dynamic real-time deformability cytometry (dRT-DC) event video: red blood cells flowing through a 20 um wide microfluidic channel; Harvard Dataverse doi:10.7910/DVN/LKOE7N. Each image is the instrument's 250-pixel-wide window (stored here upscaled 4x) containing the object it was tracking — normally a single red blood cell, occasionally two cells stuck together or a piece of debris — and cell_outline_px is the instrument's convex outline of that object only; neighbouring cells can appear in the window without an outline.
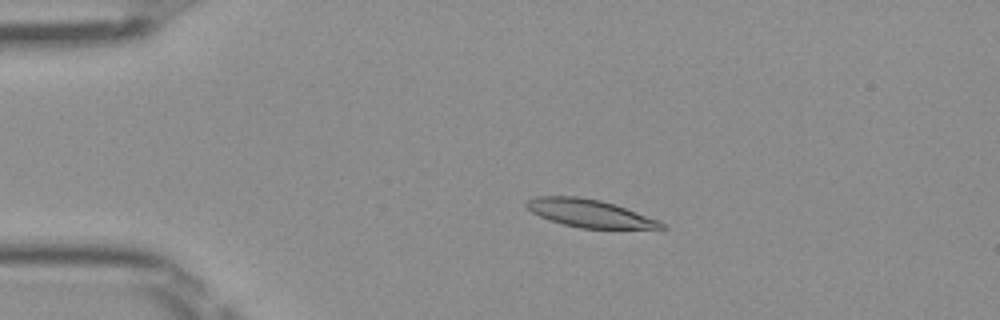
{"species": "Egyptian fruit bat (a non-hibernating species)", "species_latin": "Rousettus aegyptiacus", "temperature_condition": "room temperature", "stored_images_in_passage": 51, "camera_frame_rate_fps": 3000, "um_per_image_px": 0.085, "frame": {"image": 1, "passage_image": 11, "time_ms": 3.333, "image_size_px": [1000, 320], "cell_outline_px": [[668, 228], [580, 228], [548, 220], [532, 212], [524, 204], [528, 200], [536, 196], [576, 196], [600, 200], [616, 204], [660, 220]], "centroid_in_image_um": [50.12, 18.12], "position_along_channel_um": 34.9, "area_um2": 21.79}}
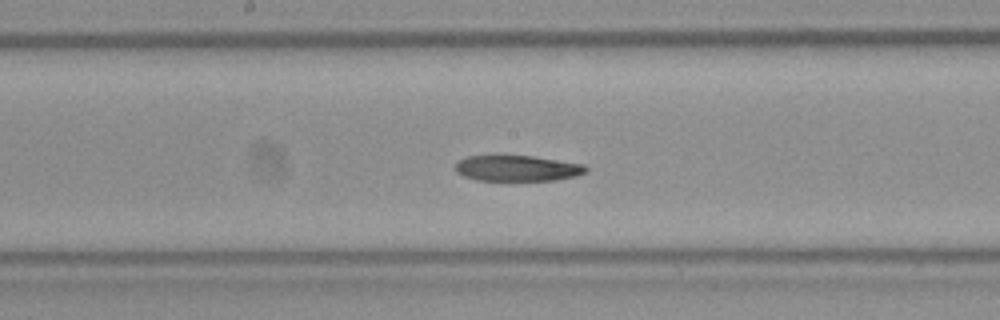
{"frame": {"image": 2, "passage_image": 27, "time_ms": 8.667, "image_size_px": [1000, 320], "cell_outline_px": [[588, 168], [584, 172], [576, 176], [556, 180], [476, 180], [464, 176], [456, 172], [456, 164], [460, 160], [468, 156], [532, 156], [584, 164]], "centroid_in_image_um": [43.98, 14.31], "position_along_channel_um": 204.2, "area_um2": 19.36}}
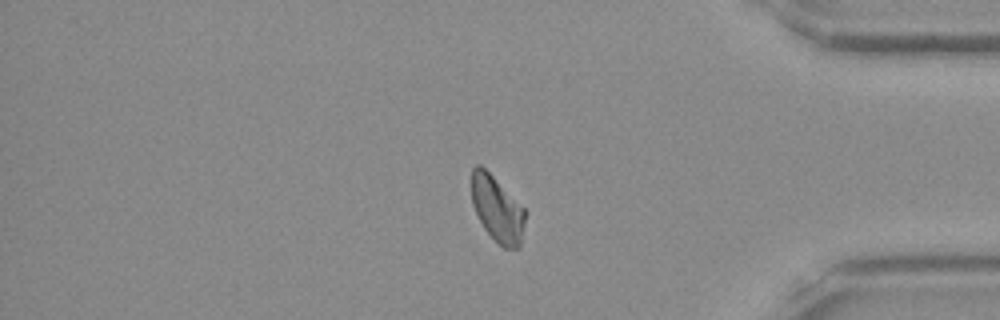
{"frame": {"image": 3, "passage_image": 43, "time_ms": 14.0, "image_size_px": [1000, 320], "cell_outline_px": [[528, 212], [520, 244], [516, 248], [504, 248], [484, 228], [472, 204], [472, 168], [476, 164], [480, 164]], "centroid_in_image_um": [42.28, 17.77], "position_along_channel_um": 392.9, "area_um2": 20.17}}